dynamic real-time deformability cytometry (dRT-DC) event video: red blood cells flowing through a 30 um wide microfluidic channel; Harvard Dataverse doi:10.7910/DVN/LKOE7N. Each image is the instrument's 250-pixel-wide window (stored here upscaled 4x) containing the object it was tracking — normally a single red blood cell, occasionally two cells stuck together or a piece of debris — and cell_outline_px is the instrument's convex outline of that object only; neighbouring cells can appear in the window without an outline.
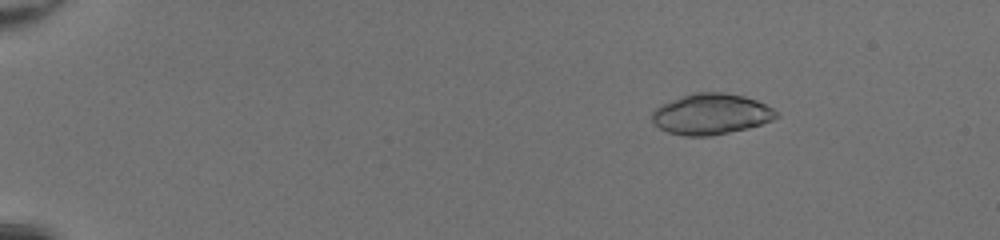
{"species": "common noctule bat (a hibernating species)", "species_latin": "Nyctalus noctula", "temperature_condition": "room temperature", "stored_images_in_passage": 51, "camera_frame_rate_fps": 3000, "um_per_image_px": 0.085, "animal": {"sex": "female", "body_mass_g": 20.0, "forearm_length_mm": 54.0}, "frame": {"image": 1, "passage_image": 9, "time_ms": 2.667, "image_size_px": [1000, 240], "cell_outline_px": [[780, 116], [772, 120], [748, 128], [712, 136], [684, 136], [668, 132], [660, 128], [652, 120], [652, 112], [660, 104], [680, 96], [692, 92], [724, 92], [744, 96], [756, 100], [780, 112]], "centroid_in_image_um": [60.44, 9.69], "position_along_channel_um": 24.6, "area_um2": 29.77}}
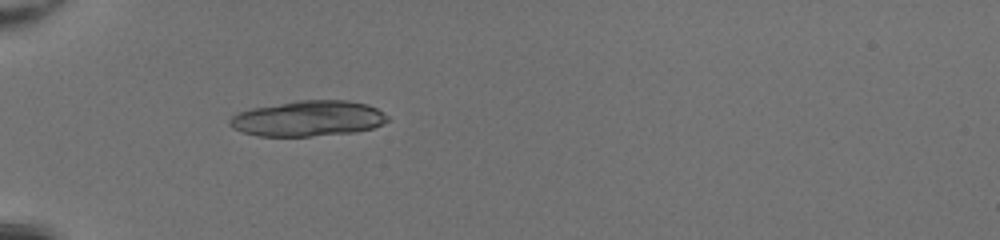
{"frame": {"image": 2, "passage_image": 19, "time_ms": 6.0, "image_size_px": [1000, 240], "cell_outline_px": [[392, 120], [372, 128], [356, 132], [312, 136], [256, 136], [232, 128], [228, 124], [228, 120], [232, 116], [240, 112], [252, 108], [296, 100], [348, 100], [368, 104], [384, 112]], "centroid_in_image_um": [26.22, 10.07], "position_along_channel_um": 58.8, "area_um2": 33.0}}